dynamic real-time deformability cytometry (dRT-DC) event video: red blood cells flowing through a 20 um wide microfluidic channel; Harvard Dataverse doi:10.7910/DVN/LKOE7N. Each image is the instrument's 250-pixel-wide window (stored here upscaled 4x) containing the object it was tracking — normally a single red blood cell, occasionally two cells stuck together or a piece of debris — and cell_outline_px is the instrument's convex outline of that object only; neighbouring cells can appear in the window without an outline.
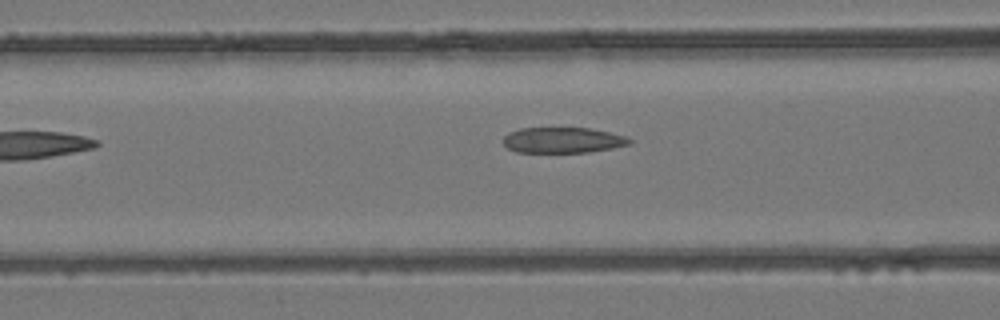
{"species": "common noctule bat (a hibernating species)", "species_latin": "Nyctalus noctula", "temperature_condition": "room temperature", "stored_images_in_passage": 5, "camera_frame_rate_fps": 3000, "um_per_image_px": 0.085, "animal": {"sex": "female", "body_mass_g": 24.6, "forearm_length_mm": 56.2}, "frame": {"image": 1, "passage_image": 5, "time_ms": 1.333, "image_size_px": [1000, 320], "cell_outline_px": [[632, 144], [612, 148], [588, 152], [516, 152], [508, 148], [504, 144], [504, 136], [508, 132], [520, 128], [588, 128], [628, 136], [632, 140]], "centroid_in_image_um": [47.86, 11.91], "position_along_channel_um": 118.7, "area_um2": 18.9}}